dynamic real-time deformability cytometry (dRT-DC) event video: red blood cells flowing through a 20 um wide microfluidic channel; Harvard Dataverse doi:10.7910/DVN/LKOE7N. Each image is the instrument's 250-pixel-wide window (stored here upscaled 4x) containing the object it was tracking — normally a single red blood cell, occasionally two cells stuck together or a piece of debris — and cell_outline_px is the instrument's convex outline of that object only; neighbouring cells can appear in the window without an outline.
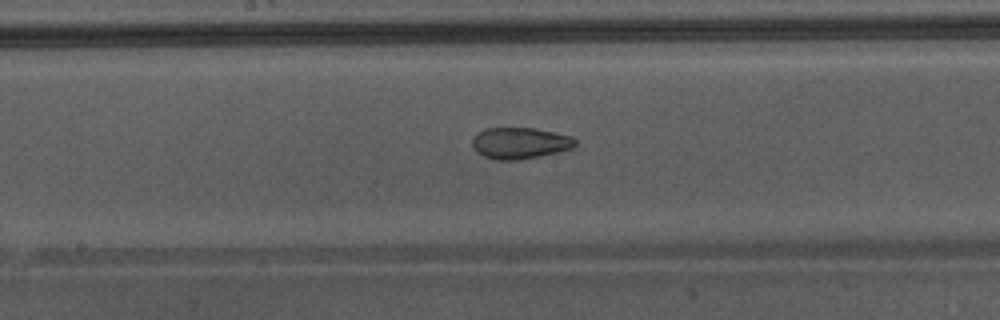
{"species": "Egyptian fruit bat (a non-hibernating species)", "species_latin": "Rousettus aegyptiacus", "temperature_condition": "warm", "stored_images_in_passage": 49, "camera_frame_rate_fps": 3000, "um_per_image_px": 0.085, "animal": {"sex": "male"}, "frame": {"image": 1, "passage_image": 28, "time_ms": 9.0, "image_size_px": [1000, 320], "cell_outline_px": [[576, 148], [540, 156], [516, 160], [496, 160], [484, 156], [476, 152], [472, 148], [472, 136], [484, 128], [532, 128], [572, 136], [576, 140]], "centroid_in_image_um": [44.18, 12.17], "position_along_channel_um": 204.0, "area_um2": 19.02}, "authors_computed_cell_mechanics": {"area_um2": 23.6402, "velocity_mm_per_s": 4.3639, "shape_relaxation_time_tau1_ms": null, "shape_relaxation_time_tau2_ms": 1.8978, "deformation_change_tau1": null, "deformation_change_tau2": 0.0816}}